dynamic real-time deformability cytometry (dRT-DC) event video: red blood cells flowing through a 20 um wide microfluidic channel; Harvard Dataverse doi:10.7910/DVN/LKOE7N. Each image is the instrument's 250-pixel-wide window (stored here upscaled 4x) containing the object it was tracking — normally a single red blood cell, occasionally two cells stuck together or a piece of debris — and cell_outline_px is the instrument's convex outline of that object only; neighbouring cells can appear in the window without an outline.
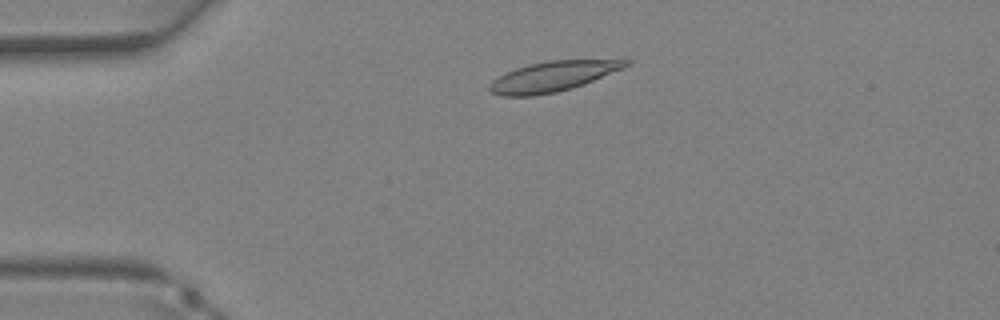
{"species": "Egyptian fruit bat (a non-hibernating species)", "species_latin": "Rousettus aegyptiacus", "temperature_condition": "warm", "stored_images_in_passage": 33, "camera_frame_rate_fps": 3000, "um_per_image_px": 0.085, "animal": {"sex": "female"}, "frame": {"image": 1, "passage_image": 5, "time_ms": 1.333, "image_size_px": [1000, 320], "cell_outline_px": [[632, 64], [624, 68], [584, 84], [572, 88], [556, 92], [532, 96], [500, 96], [492, 92], [488, 88], [492, 80], [504, 72], [528, 64], [552, 60], [632, 60]], "centroid_in_image_um": [46.98, 6.5], "position_along_channel_um": 38.0, "area_um2": 23.93}}
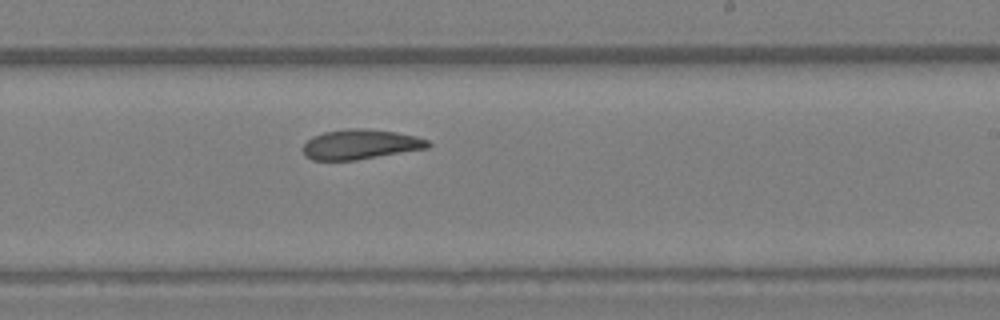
{"frame": {"image": 2, "passage_image": 19, "time_ms": 6.0, "image_size_px": [1000, 320], "cell_outline_px": [[432, 144], [428, 148], [356, 160], [312, 160], [304, 156], [304, 144], [312, 136], [324, 132], [348, 128], [364, 128], [396, 132], [416, 136], [428, 140]], "centroid_in_image_um": [30.64, 12.27], "position_along_channel_um": 258.4, "area_um2": 21.79}}
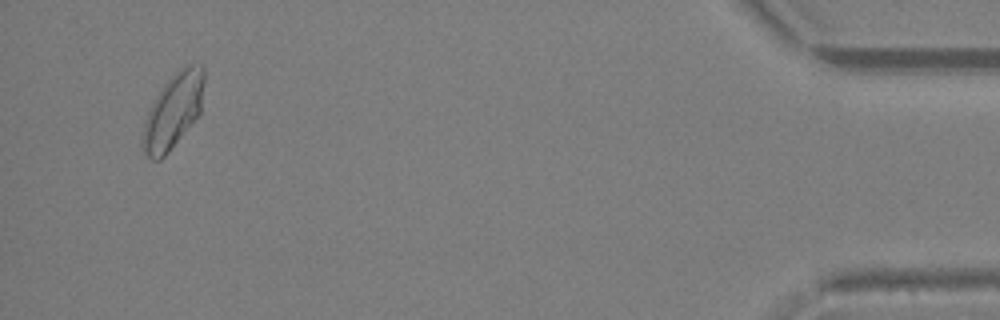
{"frame": {"image": 3, "passage_image": 32, "time_ms": 10.333, "image_size_px": [1000, 320], "cell_outline_px": [[204, 80], [200, 112], [168, 152], [160, 160], [152, 160], [144, 152], [140, 144], [144, 120], [156, 96], [164, 84], [180, 68], [188, 64], [200, 64], [204, 68]], "centroid_in_image_um": [14.69, 9.43], "position_along_channel_um": 420.5, "area_um2": 26.41}}